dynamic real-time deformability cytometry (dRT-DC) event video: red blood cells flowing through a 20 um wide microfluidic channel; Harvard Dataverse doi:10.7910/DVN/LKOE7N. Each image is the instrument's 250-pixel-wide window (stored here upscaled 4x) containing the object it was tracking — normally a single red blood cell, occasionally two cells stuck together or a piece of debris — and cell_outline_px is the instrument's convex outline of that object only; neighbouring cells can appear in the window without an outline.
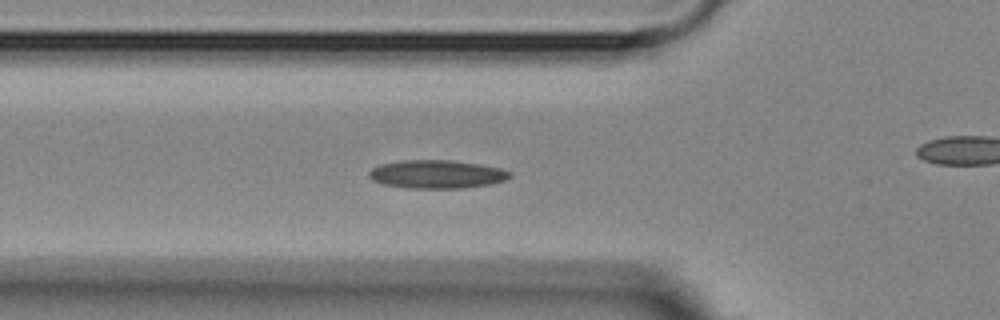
{"species": "Egyptian fruit bat (a non-hibernating species)", "species_latin": "Rousettus aegyptiacus", "temperature_condition": "room temperature", "stored_images_in_passage": 28, "camera_frame_rate_fps": 3000, "um_per_image_px": 0.085, "animal": {"sex": "female"}, "frame": {"image": 1, "passage_image": 2, "time_ms": 0.333, "image_size_px": [1000, 320], "cell_outline_px": [[512, 176], [504, 180], [488, 184], [464, 188], [408, 188], [384, 184], [372, 180], [368, 176], [368, 172], [372, 168], [380, 164], [400, 160], [452, 160], [500, 168], [512, 172]], "centroid_in_image_um": [37.09, 14.8], "position_along_channel_um": 88.7, "area_um2": 23.18}}
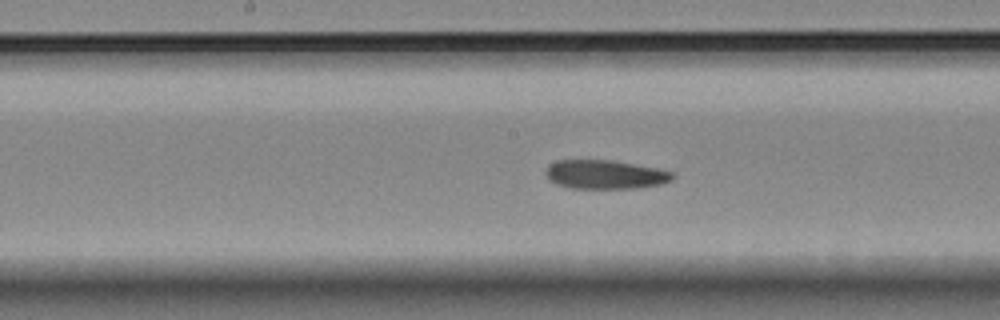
{"frame": {"image": 2, "passage_image": 11, "time_ms": 3.333, "image_size_px": [1000, 320], "cell_outline_px": [[676, 176], [672, 180], [664, 184], [636, 188], [572, 188], [556, 184], [548, 180], [544, 172], [548, 164], [556, 160], [612, 160], [656, 168], [672, 172]], "centroid_in_image_um": [51.42, 14.83], "position_along_channel_um": 196.8, "area_um2": 21.56}}
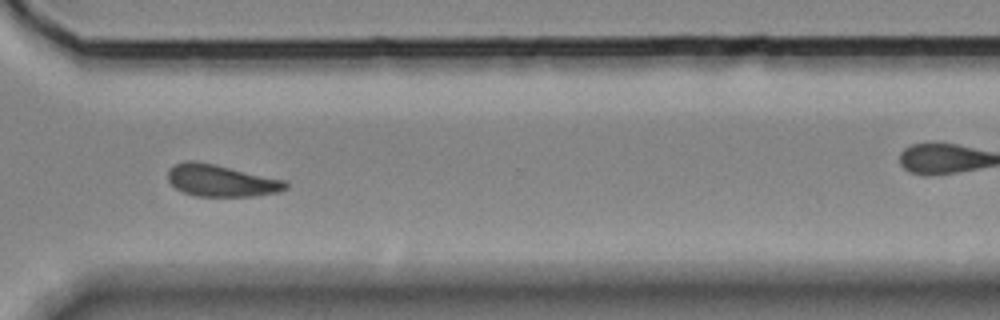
{"frame": {"image": 3, "passage_image": 24, "time_ms": 7.667, "image_size_px": [1000, 320], "cell_outline_px": [[288, 188], [280, 192], [252, 196], [196, 196], [184, 192], [176, 188], [168, 180], [168, 168], [184, 160], [192, 160], [212, 164], [288, 180]], "centroid_in_image_um": [18.83, 15.35], "position_along_channel_um": 351.8, "area_um2": 21.91}}